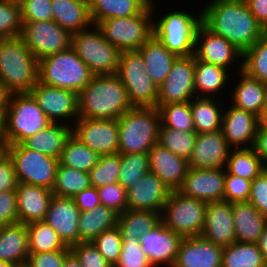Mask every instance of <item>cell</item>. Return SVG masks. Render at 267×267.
I'll use <instances>...</instances> for the list:
<instances>
[{"label":"cell","instance_id":"ab89813d","mask_svg":"<svg viewBox=\"0 0 267 267\" xmlns=\"http://www.w3.org/2000/svg\"><path fill=\"white\" fill-rule=\"evenodd\" d=\"M222 267H267L256 243L234 242L223 247Z\"/></svg>","mask_w":267,"mask_h":267},{"label":"cell","instance_id":"5bb4252c","mask_svg":"<svg viewBox=\"0 0 267 267\" xmlns=\"http://www.w3.org/2000/svg\"><path fill=\"white\" fill-rule=\"evenodd\" d=\"M74 123L72 134L92 151L100 156L119 153L117 120L79 117Z\"/></svg>","mask_w":267,"mask_h":267},{"label":"cell","instance_id":"b9f144b4","mask_svg":"<svg viewBox=\"0 0 267 267\" xmlns=\"http://www.w3.org/2000/svg\"><path fill=\"white\" fill-rule=\"evenodd\" d=\"M89 187H91L89 173L58 164L52 188L55 196L72 198Z\"/></svg>","mask_w":267,"mask_h":267},{"label":"cell","instance_id":"7c38bea8","mask_svg":"<svg viewBox=\"0 0 267 267\" xmlns=\"http://www.w3.org/2000/svg\"><path fill=\"white\" fill-rule=\"evenodd\" d=\"M205 211L206 202L171 191L164 205L161 221L182 237L201 236Z\"/></svg>","mask_w":267,"mask_h":267},{"label":"cell","instance_id":"7dc6e473","mask_svg":"<svg viewBox=\"0 0 267 267\" xmlns=\"http://www.w3.org/2000/svg\"><path fill=\"white\" fill-rule=\"evenodd\" d=\"M118 182L127 190L142 178L149 168V156L144 153L120 154Z\"/></svg>","mask_w":267,"mask_h":267},{"label":"cell","instance_id":"003e7915","mask_svg":"<svg viewBox=\"0 0 267 267\" xmlns=\"http://www.w3.org/2000/svg\"><path fill=\"white\" fill-rule=\"evenodd\" d=\"M256 245L262 253L264 261L267 263V227L259 236Z\"/></svg>","mask_w":267,"mask_h":267},{"label":"cell","instance_id":"4dcf8cb0","mask_svg":"<svg viewBox=\"0 0 267 267\" xmlns=\"http://www.w3.org/2000/svg\"><path fill=\"white\" fill-rule=\"evenodd\" d=\"M29 255L28 230L26 224L14 223L0 228V260L26 265Z\"/></svg>","mask_w":267,"mask_h":267},{"label":"cell","instance_id":"f1b7e54d","mask_svg":"<svg viewBox=\"0 0 267 267\" xmlns=\"http://www.w3.org/2000/svg\"><path fill=\"white\" fill-rule=\"evenodd\" d=\"M236 242L256 243L267 227V217L250 202L232 203Z\"/></svg>","mask_w":267,"mask_h":267},{"label":"cell","instance_id":"4316f807","mask_svg":"<svg viewBox=\"0 0 267 267\" xmlns=\"http://www.w3.org/2000/svg\"><path fill=\"white\" fill-rule=\"evenodd\" d=\"M17 193L18 222L28 224L44 221L54 193L45 187L18 183Z\"/></svg>","mask_w":267,"mask_h":267},{"label":"cell","instance_id":"680465c9","mask_svg":"<svg viewBox=\"0 0 267 267\" xmlns=\"http://www.w3.org/2000/svg\"><path fill=\"white\" fill-rule=\"evenodd\" d=\"M18 223L16 190L0 193V228Z\"/></svg>","mask_w":267,"mask_h":267},{"label":"cell","instance_id":"f546056e","mask_svg":"<svg viewBox=\"0 0 267 267\" xmlns=\"http://www.w3.org/2000/svg\"><path fill=\"white\" fill-rule=\"evenodd\" d=\"M51 6L53 20L71 34L93 28L89 0H51Z\"/></svg>","mask_w":267,"mask_h":267},{"label":"cell","instance_id":"d4e9b609","mask_svg":"<svg viewBox=\"0 0 267 267\" xmlns=\"http://www.w3.org/2000/svg\"><path fill=\"white\" fill-rule=\"evenodd\" d=\"M223 247L201 236L183 237L172 267H222Z\"/></svg>","mask_w":267,"mask_h":267},{"label":"cell","instance_id":"e575fe53","mask_svg":"<svg viewBox=\"0 0 267 267\" xmlns=\"http://www.w3.org/2000/svg\"><path fill=\"white\" fill-rule=\"evenodd\" d=\"M161 215L156 211L127 209L118 217L122 239H140L161 222Z\"/></svg>","mask_w":267,"mask_h":267},{"label":"cell","instance_id":"4fadbf2b","mask_svg":"<svg viewBox=\"0 0 267 267\" xmlns=\"http://www.w3.org/2000/svg\"><path fill=\"white\" fill-rule=\"evenodd\" d=\"M20 37L38 61L71 47V33L54 20L23 22Z\"/></svg>","mask_w":267,"mask_h":267},{"label":"cell","instance_id":"753ad0ef","mask_svg":"<svg viewBox=\"0 0 267 267\" xmlns=\"http://www.w3.org/2000/svg\"><path fill=\"white\" fill-rule=\"evenodd\" d=\"M3 1L10 2V3H15V4H18V5H21L24 2V0H3Z\"/></svg>","mask_w":267,"mask_h":267},{"label":"cell","instance_id":"83f0119b","mask_svg":"<svg viewBox=\"0 0 267 267\" xmlns=\"http://www.w3.org/2000/svg\"><path fill=\"white\" fill-rule=\"evenodd\" d=\"M240 65L238 75L241 79L231 93L232 105L260 117L267 97V83L248 76L242 71V62Z\"/></svg>","mask_w":267,"mask_h":267},{"label":"cell","instance_id":"7bdbcfd3","mask_svg":"<svg viewBox=\"0 0 267 267\" xmlns=\"http://www.w3.org/2000/svg\"><path fill=\"white\" fill-rule=\"evenodd\" d=\"M226 170L230 174L253 181L265 167L254 148H240L230 152Z\"/></svg>","mask_w":267,"mask_h":267},{"label":"cell","instance_id":"d6a6232c","mask_svg":"<svg viewBox=\"0 0 267 267\" xmlns=\"http://www.w3.org/2000/svg\"><path fill=\"white\" fill-rule=\"evenodd\" d=\"M71 128V125L51 123L45 129L23 140L21 144L25 148L59 159L66 140L72 134Z\"/></svg>","mask_w":267,"mask_h":267},{"label":"cell","instance_id":"89a4df30","mask_svg":"<svg viewBox=\"0 0 267 267\" xmlns=\"http://www.w3.org/2000/svg\"><path fill=\"white\" fill-rule=\"evenodd\" d=\"M7 143L4 136V119H0V152H5Z\"/></svg>","mask_w":267,"mask_h":267},{"label":"cell","instance_id":"db71d44e","mask_svg":"<svg viewBox=\"0 0 267 267\" xmlns=\"http://www.w3.org/2000/svg\"><path fill=\"white\" fill-rule=\"evenodd\" d=\"M101 205L114 210L119 215L128 209L127 190L119 183L98 188Z\"/></svg>","mask_w":267,"mask_h":267},{"label":"cell","instance_id":"9a60e30c","mask_svg":"<svg viewBox=\"0 0 267 267\" xmlns=\"http://www.w3.org/2000/svg\"><path fill=\"white\" fill-rule=\"evenodd\" d=\"M195 64L194 55L175 60L168 76L158 88L157 105L183 103L196 97Z\"/></svg>","mask_w":267,"mask_h":267},{"label":"cell","instance_id":"3957f363","mask_svg":"<svg viewBox=\"0 0 267 267\" xmlns=\"http://www.w3.org/2000/svg\"><path fill=\"white\" fill-rule=\"evenodd\" d=\"M39 61L21 37L0 44V81L12 93H29L38 82Z\"/></svg>","mask_w":267,"mask_h":267},{"label":"cell","instance_id":"7a4b0ae2","mask_svg":"<svg viewBox=\"0 0 267 267\" xmlns=\"http://www.w3.org/2000/svg\"><path fill=\"white\" fill-rule=\"evenodd\" d=\"M132 108L126 88L117 74L94 75L78 94L79 117L117 120Z\"/></svg>","mask_w":267,"mask_h":267},{"label":"cell","instance_id":"94428289","mask_svg":"<svg viewBox=\"0 0 267 267\" xmlns=\"http://www.w3.org/2000/svg\"><path fill=\"white\" fill-rule=\"evenodd\" d=\"M18 186L12 159L5 152L0 155V193L15 190Z\"/></svg>","mask_w":267,"mask_h":267},{"label":"cell","instance_id":"d590c367","mask_svg":"<svg viewBox=\"0 0 267 267\" xmlns=\"http://www.w3.org/2000/svg\"><path fill=\"white\" fill-rule=\"evenodd\" d=\"M150 0H89L90 15L93 25L112 17L138 15Z\"/></svg>","mask_w":267,"mask_h":267},{"label":"cell","instance_id":"03108f58","mask_svg":"<svg viewBox=\"0 0 267 267\" xmlns=\"http://www.w3.org/2000/svg\"><path fill=\"white\" fill-rule=\"evenodd\" d=\"M12 92L0 81V119L5 118Z\"/></svg>","mask_w":267,"mask_h":267},{"label":"cell","instance_id":"8c879c8a","mask_svg":"<svg viewBox=\"0 0 267 267\" xmlns=\"http://www.w3.org/2000/svg\"><path fill=\"white\" fill-rule=\"evenodd\" d=\"M0 267H16L14 264L0 260Z\"/></svg>","mask_w":267,"mask_h":267},{"label":"cell","instance_id":"816d5d0a","mask_svg":"<svg viewBox=\"0 0 267 267\" xmlns=\"http://www.w3.org/2000/svg\"><path fill=\"white\" fill-rule=\"evenodd\" d=\"M114 267H153L140 245V239H122L121 253Z\"/></svg>","mask_w":267,"mask_h":267},{"label":"cell","instance_id":"277c9868","mask_svg":"<svg viewBox=\"0 0 267 267\" xmlns=\"http://www.w3.org/2000/svg\"><path fill=\"white\" fill-rule=\"evenodd\" d=\"M117 122L120 154H148L158 143L161 117L157 107H133Z\"/></svg>","mask_w":267,"mask_h":267},{"label":"cell","instance_id":"9f6ffc18","mask_svg":"<svg viewBox=\"0 0 267 267\" xmlns=\"http://www.w3.org/2000/svg\"><path fill=\"white\" fill-rule=\"evenodd\" d=\"M20 6L23 22L53 20L51 0H24Z\"/></svg>","mask_w":267,"mask_h":267},{"label":"cell","instance_id":"be15d7a7","mask_svg":"<svg viewBox=\"0 0 267 267\" xmlns=\"http://www.w3.org/2000/svg\"><path fill=\"white\" fill-rule=\"evenodd\" d=\"M250 12L267 32V0H245Z\"/></svg>","mask_w":267,"mask_h":267},{"label":"cell","instance_id":"11a10c76","mask_svg":"<svg viewBox=\"0 0 267 267\" xmlns=\"http://www.w3.org/2000/svg\"><path fill=\"white\" fill-rule=\"evenodd\" d=\"M70 251L81 263L82 267H113L105 260L92 242H79L70 247Z\"/></svg>","mask_w":267,"mask_h":267},{"label":"cell","instance_id":"f6af8a7d","mask_svg":"<svg viewBox=\"0 0 267 267\" xmlns=\"http://www.w3.org/2000/svg\"><path fill=\"white\" fill-rule=\"evenodd\" d=\"M157 108L163 126L179 131H195L190 101L157 105Z\"/></svg>","mask_w":267,"mask_h":267},{"label":"cell","instance_id":"e7e4bbea","mask_svg":"<svg viewBox=\"0 0 267 267\" xmlns=\"http://www.w3.org/2000/svg\"><path fill=\"white\" fill-rule=\"evenodd\" d=\"M253 148L261 159L263 166L267 169V126L259 125Z\"/></svg>","mask_w":267,"mask_h":267},{"label":"cell","instance_id":"74e56055","mask_svg":"<svg viewBox=\"0 0 267 267\" xmlns=\"http://www.w3.org/2000/svg\"><path fill=\"white\" fill-rule=\"evenodd\" d=\"M229 70L224 67L196 60L195 64V94L196 97L214 98L219 90H223L228 80ZM202 95V96H200ZM217 93V94H216ZM206 96H205V95ZM211 95V96H210Z\"/></svg>","mask_w":267,"mask_h":267},{"label":"cell","instance_id":"2644e50d","mask_svg":"<svg viewBox=\"0 0 267 267\" xmlns=\"http://www.w3.org/2000/svg\"><path fill=\"white\" fill-rule=\"evenodd\" d=\"M259 124L261 126H267V97H266L264 109L262 111L261 116L259 117Z\"/></svg>","mask_w":267,"mask_h":267},{"label":"cell","instance_id":"c3c4849f","mask_svg":"<svg viewBox=\"0 0 267 267\" xmlns=\"http://www.w3.org/2000/svg\"><path fill=\"white\" fill-rule=\"evenodd\" d=\"M120 164V153L100 156L98 163L89 171L91 186L98 189L118 182Z\"/></svg>","mask_w":267,"mask_h":267},{"label":"cell","instance_id":"e0dca14e","mask_svg":"<svg viewBox=\"0 0 267 267\" xmlns=\"http://www.w3.org/2000/svg\"><path fill=\"white\" fill-rule=\"evenodd\" d=\"M225 169H198L189 167L182 185L177 190L184 196L208 202L224 198Z\"/></svg>","mask_w":267,"mask_h":267},{"label":"cell","instance_id":"8992f818","mask_svg":"<svg viewBox=\"0 0 267 267\" xmlns=\"http://www.w3.org/2000/svg\"><path fill=\"white\" fill-rule=\"evenodd\" d=\"M154 1L138 14L128 17H112L99 21L96 26L103 37L120 52L141 48L153 36Z\"/></svg>","mask_w":267,"mask_h":267},{"label":"cell","instance_id":"91938a15","mask_svg":"<svg viewBox=\"0 0 267 267\" xmlns=\"http://www.w3.org/2000/svg\"><path fill=\"white\" fill-rule=\"evenodd\" d=\"M71 253L70 250H58L29 254L26 262L27 267H62L65 258Z\"/></svg>","mask_w":267,"mask_h":267},{"label":"cell","instance_id":"f35d334b","mask_svg":"<svg viewBox=\"0 0 267 267\" xmlns=\"http://www.w3.org/2000/svg\"><path fill=\"white\" fill-rule=\"evenodd\" d=\"M28 230L29 254L70 250L56 231L45 221L26 224Z\"/></svg>","mask_w":267,"mask_h":267},{"label":"cell","instance_id":"836d02e7","mask_svg":"<svg viewBox=\"0 0 267 267\" xmlns=\"http://www.w3.org/2000/svg\"><path fill=\"white\" fill-rule=\"evenodd\" d=\"M118 217V213L104 205L81 211L78 222V243L92 242L103 231L115 228Z\"/></svg>","mask_w":267,"mask_h":267},{"label":"cell","instance_id":"5b68a950","mask_svg":"<svg viewBox=\"0 0 267 267\" xmlns=\"http://www.w3.org/2000/svg\"><path fill=\"white\" fill-rule=\"evenodd\" d=\"M94 74L70 47L39 60L38 81L79 94Z\"/></svg>","mask_w":267,"mask_h":267},{"label":"cell","instance_id":"ba28073f","mask_svg":"<svg viewBox=\"0 0 267 267\" xmlns=\"http://www.w3.org/2000/svg\"><path fill=\"white\" fill-rule=\"evenodd\" d=\"M202 13L194 16L187 11H173L153 22V35L178 57L194 55L196 32Z\"/></svg>","mask_w":267,"mask_h":267},{"label":"cell","instance_id":"6125c7cd","mask_svg":"<svg viewBox=\"0 0 267 267\" xmlns=\"http://www.w3.org/2000/svg\"><path fill=\"white\" fill-rule=\"evenodd\" d=\"M72 198L80 211H88L101 205L98 189L92 186L81 191Z\"/></svg>","mask_w":267,"mask_h":267},{"label":"cell","instance_id":"f5cc1de1","mask_svg":"<svg viewBox=\"0 0 267 267\" xmlns=\"http://www.w3.org/2000/svg\"><path fill=\"white\" fill-rule=\"evenodd\" d=\"M252 180L230 174L225 169V184L223 201L248 202L251 192Z\"/></svg>","mask_w":267,"mask_h":267},{"label":"cell","instance_id":"1f68e13d","mask_svg":"<svg viewBox=\"0 0 267 267\" xmlns=\"http://www.w3.org/2000/svg\"><path fill=\"white\" fill-rule=\"evenodd\" d=\"M138 51L144 59L147 73L159 88L178 56L171 53L154 35Z\"/></svg>","mask_w":267,"mask_h":267},{"label":"cell","instance_id":"ee69618b","mask_svg":"<svg viewBox=\"0 0 267 267\" xmlns=\"http://www.w3.org/2000/svg\"><path fill=\"white\" fill-rule=\"evenodd\" d=\"M197 133L179 131L160 125L158 144L168 149L173 154L189 161L192 156Z\"/></svg>","mask_w":267,"mask_h":267},{"label":"cell","instance_id":"cb8c5ba5","mask_svg":"<svg viewBox=\"0 0 267 267\" xmlns=\"http://www.w3.org/2000/svg\"><path fill=\"white\" fill-rule=\"evenodd\" d=\"M201 237L222 247L236 242L232 203H206L204 226Z\"/></svg>","mask_w":267,"mask_h":267},{"label":"cell","instance_id":"7402d4cb","mask_svg":"<svg viewBox=\"0 0 267 267\" xmlns=\"http://www.w3.org/2000/svg\"><path fill=\"white\" fill-rule=\"evenodd\" d=\"M170 193V189L161 179L149 171L127 189L128 209L156 211L162 214Z\"/></svg>","mask_w":267,"mask_h":267},{"label":"cell","instance_id":"6da1fadb","mask_svg":"<svg viewBox=\"0 0 267 267\" xmlns=\"http://www.w3.org/2000/svg\"><path fill=\"white\" fill-rule=\"evenodd\" d=\"M202 23L244 54L267 32L250 12L245 0L209 1L201 11Z\"/></svg>","mask_w":267,"mask_h":267},{"label":"cell","instance_id":"a7ac6f4b","mask_svg":"<svg viewBox=\"0 0 267 267\" xmlns=\"http://www.w3.org/2000/svg\"><path fill=\"white\" fill-rule=\"evenodd\" d=\"M62 267H82L77 258L70 253L64 260Z\"/></svg>","mask_w":267,"mask_h":267},{"label":"cell","instance_id":"2e32d148","mask_svg":"<svg viewBox=\"0 0 267 267\" xmlns=\"http://www.w3.org/2000/svg\"><path fill=\"white\" fill-rule=\"evenodd\" d=\"M37 101L39 107L52 123L67 124L76 121L78 114V94L63 88L48 86L39 81L29 92ZM62 119V121H61Z\"/></svg>","mask_w":267,"mask_h":267},{"label":"cell","instance_id":"f907efd6","mask_svg":"<svg viewBox=\"0 0 267 267\" xmlns=\"http://www.w3.org/2000/svg\"><path fill=\"white\" fill-rule=\"evenodd\" d=\"M92 243L104 256L105 260L114 267L119 260L122 247L120 229L116 226L115 228L103 231Z\"/></svg>","mask_w":267,"mask_h":267},{"label":"cell","instance_id":"9c48e42d","mask_svg":"<svg viewBox=\"0 0 267 267\" xmlns=\"http://www.w3.org/2000/svg\"><path fill=\"white\" fill-rule=\"evenodd\" d=\"M93 26V30L72 33L71 48L94 75L117 74L120 51L103 37L96 25Z\"/></svg>","mask_w":267,"mask_h":267},{"label":"cell","instance_id":"d6986e66","mask_svg":"<svg viewBox=\"0 0 267 267\" xmlns=\"http://www.w3.org/2000/svg\"><path fill=\"white\" fill-rule=\"evenodd\" d=\"M182 239L180 234L168 229L161 221L140 238V245L153 267H172Z\"/></svg>","mask_w":267,"mask_h":267},{"label":"cell","instance_id":"52a82bcc","mask_svg":"<svg viewBox=\"0 0 267 267\" xmlns=\"http://www.w3.org/2000/svg\"><path fill=\"white\" fill-rule=\"evenodd\" d=\"M51 123L30 93H12L4 118L6 143L19 144Z\"/></svg>","mask_w":267,"mask_h":267},{"label":"cell","instance_id":"681fc988","mask_svg":"<svg viewBox=\"0 0 267 267\" xmlns=\"http://www.w3.org/2000/svg\"><path fill=\"white\" fill-rule=\"evenodd\" d=\"M23 29L21 6L0 0V37H19Z\"/></svg>","mask_w":267,"mask_h":267},{"label":"cell","instance_id":"ffe728a7","mask_svg":"<svg viewBox=\"0 0 267 267\" xmlns=\"http://www.w3.org/2000/svg\"><path fill=\"white\" fill-rule=\"evenodd\" d=\"M259 125L258 116L231 105L223 112L221 131L232 148H253Z\"/></svg>","mask_w":267,"mask_h":267},{"label":"cell","instance_id":"bcb514c9","mask_svg":"<svg viewBox=\"0 0 267 267\" xmlns=\"http://www.w3.org/2000/svg\"><path fill=\"white\" fill-rule=\"evenodd\" d=\"M242 59V71L267 83V33L243 54Z\"/></svg>","mask_w":267,"mask_h":267},{"label":"cell","instance_id":"60d3db41","mask_svg":"<svg viewBox=\"0 0 267 267\" xmlns=\"http://www.w3.org/2000/svg\"><path fill=\"white\" fill-rule=\"evenodd\" d=\"M99 157L97 152L92 151L71 134L66 140L59 163L89 173L98 163Z\"/></svg>","mask_w":267,"mask_h":267},{"label":"cell","instance_id":"484cf974","mask_svg":"<svg viewBox=\"0 0 267 267\" xmlns=\"http://www.w3.org/2000/svg\"><path fill=\"white\" fill-rule=\"evenodd\" d=\"M149 168L170 189L177 191L189 169V161L158 143L148 152Z\"/></svg>","mask_w":267,"mask_h":267},{"label":"cell","instance_id":"44dd1931","mask_svg":"<svg viewBox=\"0 0 267 267\" xmlns=\"http://www.w3.org/2000/svg\"><path fill=\"white\" fill-rule=\"evenodd\" d=\"M222 131L197 134L189 167L198 169H225L230 150Z\"/></svg>","mask_w":267,"mask_h":267},{"label":"cell","instance_id":"8fae6325","mask_svg":"<svg viewBox=\"0 0 267 267\" xmlns=\"http://www.w3.org/2000/svg\"><path fill=\"white\" fill-rule=\"evenodd\" d=\"M5 152L13 161L18 183L52 190L59 159L25 148L21 143L7 145Z\"/></svg>","mask_w":267,"mask_h":267},{"label":"cell","instance_id":"30bf717a","mask_svg":"<svg viewBox=\"0 0 267 267\" xmlns=\"http://www.w3.org/2000/svg\"><path fill=\"white\" fill-rule=\"evenodd\" d=\"M147 70L138 50L120 52L117 75L133 107H157L158 87Z\"/></svg>","mask_w":267,"mask_h":267},{"label":"cell","instance_id":"ac0fdd59","mask_svg":"<svg viewBox=\"0 0 267 267\" xmlns=\"http://www.w3.org/2000/svg\"><path fill=\"white\" fill-rule=\"evenodd\" d=\"M194 57L196 60L218 65L228 70V67L232 65L231 62H240L238 57L242 58L243 54L227 39L213 33L201 23L196 32Z\"/></svg>","mask_w":267,"mask_h":267},{"label":"cell","instance_id":"8d00e7d4","mask_svg":"<svg viewBox=\"0 0 267 267\" xmlns=\"http://www.w3.org/2000/svg\"><path fill=\"white\" fill-rule=\"evenodd\" d=\"M214 101L211 97H194L190 101L192 118L197 134L221 130L223 109L221 111L219 102Z\"/></svg>","mask_w":267,"mask_h":267},{"label":"cell","instance_id":"603a6c76","mask_svg":"<svg viewBox=\"0 0 267 267\" xmlns=\"http://www.w3.org/2000/svg\"><path fill=\"white\" fill-rule=\"evenodd\" d=\"M80 212L73 198L52 197L44 221L56 231L67 247L78 244Z\"/></svg>","mask_w":267,"mask_h":267},{"label":"cell","instance_id":"6f0895ef","mask_svg":"<svg viewBox=\"0 0 267 267\" xmlns=\"http://www.w3.org/2000/svg\"><path fill=\"white\" fill-rule=\"evenodd\" d=\"M248 202L267 217V169L252 181Z\"/></svg>","mask_w":267,"mask_h":267}]
</instances>
